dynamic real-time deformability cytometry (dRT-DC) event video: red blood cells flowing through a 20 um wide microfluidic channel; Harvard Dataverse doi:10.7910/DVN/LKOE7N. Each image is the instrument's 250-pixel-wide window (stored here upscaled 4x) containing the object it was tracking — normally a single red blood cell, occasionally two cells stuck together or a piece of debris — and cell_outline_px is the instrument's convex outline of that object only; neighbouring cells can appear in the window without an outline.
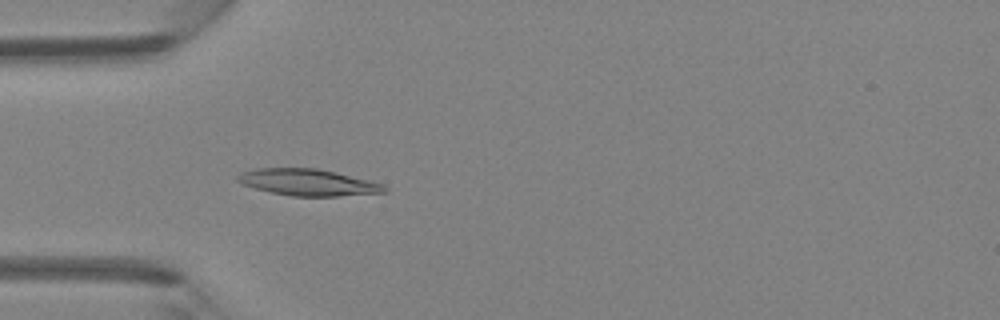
{"species": "Egyptian fruit bat (a non-hibernating species)", "species_latin": "Rousettus aegyptiacus", "temperature_condition": "room temperature", "stored_images_in_passage": 45, "camera_frame_rate_fps": 3000, "um_per_image_px": 0.085, "animal": {"sex": "female"}, "frame": {"image": 1, "passage_image": 13, "time_ms": 4.0, "image_size_px": [1000, 320], "cell_outline_px": [[388, 192], [340, 196], [292, 196], [272, 192], [256, 188], [244, 184], [236, 180], [236, 176], [240, 172], [256, 168], [316, 168], [336, 172], [384, 184], [388, 188]], "centroid_in_image_um": [26.21, 15.5], "position_along_channel_um": 58.8, "area_um2": 22.72}}
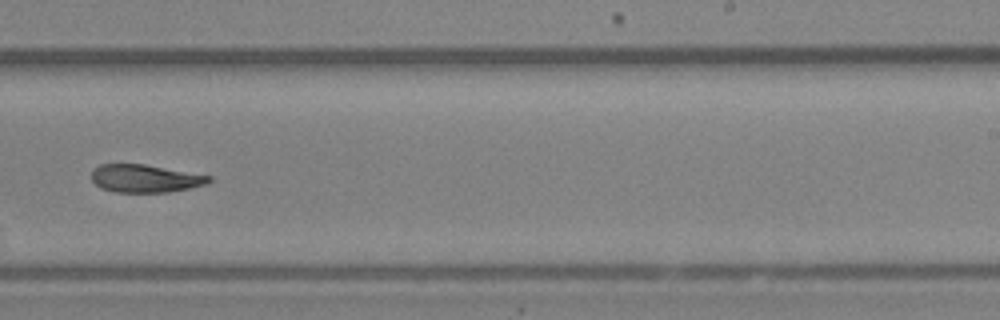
{"frame": {"image": 2, "passage_image": 28, "time_ms": 9.0, "image_size_px": [1000, 320], "cell_outline_px": [[212, 180], [208, 184], [168, 192], [116, 192], [100, 188], [92, 180], [92, 168], [100, 164], [144, 164], [212, 176]], "centroid_in_image_um": [12.33, 15.17], "position_along_channel_um": 276.7, "area_um2": 19.07}}
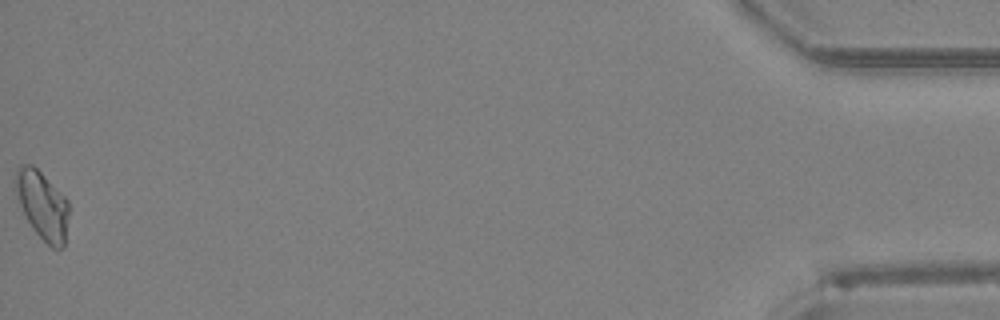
{"frame": {"image": 3, "passage_image": 45, "time_ms": 14.667, "image_size_px": [1000, 320], "cell_outline_px": [[68, 216], [64, 244], [60, 248], [52, 248], [32, 228], [20, 204], [16, 192], [16, 168], [20, 164], [32, 164], [68, 200]], "centroid_in_image_um": [3.6, 17.42], "position_along_channel_um": 431.6, "area_um2": 20.58}}